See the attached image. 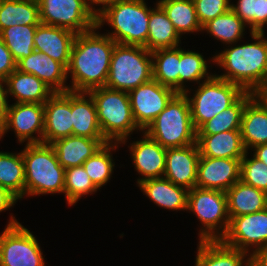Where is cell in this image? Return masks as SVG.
<instances>
[{
  "label": "cell",
  "instance_id": "41",
  "mask_svg": "<svg viewBox=\"0 0 267 266\" xmlns=\"http://www.w3.org/2000/svg\"><path fill=\"white\" fill-rule=\"evenodd\" d=\"M240 180L267 193V165L246 151L241 159Z\"/></svg>",
  "mask_w": 267,
  "mask_h": 266
},
{
  "label": "cell",
  "instance_id": "3",
  "mask_svg": "<svg viewBox=\"0 0 267 266\" xmlns=\"http://www.w3.org/2000/svg\"><path fill=\"white\" fill-rule=\"evenodd\" d=\"M151 8L146 0H111L97 10L96 25L101 30L107 24L104 33L116 43L147 49Z\"/></svg>",
  "mask_w": 267,
  "mask_h": 266
},
{
  "label": "cell",
  "instance_id": "32",
  "mask_svg": "<svg viewBox=\"0 0 267 266\" xmlns=\"http://www.w3.org/2000/svg\"><path fill=\"white\" fill-rule=\"evenodd\" d=\"M166 12L176 31L184 35L202 34V26L197 18L193 0H156Z\"/></svg>",
  "mask_w": 267,
  "mask_h": 266
},
{
  "label": "cell",
  "instance_id": "7",
  "mask_svg": "<svg viewBox=\"0 0 267 266\" xmlns=\"http://www.w3.org/2000/svg\"><path fill=\"white\" fill-rule=\"evenodd\" d=\"M152 79V56L148 49L115 44L105 87L129 92Z\"/></svg>",
  "mask_w": 267,
  "mask_h": 266
},
{
  "label": "cell",
  "instance_id": "34",
  "mask_svg": "<svg viewBox=\"0 0 267 266\" xmlns=\"http://www.w3.org/2000/svg\"><path fill=\"white\" fill-rule=\"evenodd\" d=\"M153 79L179 93L180 46L151 52Z\"/></svg>",
  "mask_w": 267,
  "mask_h": 266
},
{
  "label": "cell",
  "instance_id": "6",
  "mask_svg": "<svg viewBox=\"0 0 267 266\" xmlns=\"http://www.w3.org/2000/svg\"><path fill=\"white\" fill-rule=\"evenodd\" d=\"M144 132L166 149L196 143L197 131L184 93H177Z\"/></svg>",
  "mask_w": 267,
  "mask_h": 266
},
{
  "label": "cell",
  "instance_id": "17",
  "mask_svg": "<svg viewBox=\"0 0 267 266\" xmlns=\"http://www.w3.org/2000/svg\"><path fill=\"white\" fill-rule=\"evenodd\" d=\"M73 135L71 91L55 92L44 103L43 143Z\"/></svg>",
  "mask_w": 267,
  "mask_h": 266
},
{
  "label": "cell",
  "instance_id": "24",
  "mask_svg": "<svg viewBox=\"0 0 267 266\" xmlns=\"http://www.w3.org/2000/svg\"><path fill=\"white\" fill-rule=\"evenodd\" d=\"M240 132L246 151L267 143V104L256 94L244 107Z\"/></svg>",
  "mask_w": 267,
  "mask_h": 266
},
{
  "label": "cell",
  "instance_id": "28",
  "mask_svg": "<svg viewBox=\"0 0 267 266\" xmlns=\"http://www.w3.org/2000/svg\"><path fill=\"white\" fill-rule=\"evenodd\" d=\"M180 45V71H179V93H184L190 87L210 79L214 72V57L207 59L200 51L184 49ZM211 68V69H210ZM210 69V70H209ZM194 84V85H191Z\"/></svg>",
  "mask_w": 267,
  "mask_h": 266
},
{
  "label": "cell",
  "instance_id": "43",
  "mask_svg": "<svg viewBox=\"0 0 267 266\" xmlns=\"http://www.w3.org/2000/svg\"><path fill=\"white\" fill-rule=\"evenodd\" d=\"M15 69L17 62L0 37V79L5 80Z\"/></svg>",
  "mask_w": 267,
  "mask_h": 266
},
{
  "label": "cell",
  "instance_id": "44",
  "mask_svg": "<svg viewBox=\"0 0 267 266\" xmlns=\"http://www.w3.org/2000/svg\"><path fill=\"white\" fill-rule=\"evenodd\" d=\"M19 200L7 189L0 186V213L14 208Z\"/></svg>",
  "mask_w": 267,
  "mask_h": 266
},
{
  "label": "cell",
  "instance_id": "11",
  "mask_svg": "<svg viewBox=\"0 0 267 266\" xmlns=\"http://www.w3.org/2000/svg\"><path fill=\"white\" fill-rule=\"evenodd\" d=\"M40 22L65 28L76 34L96 26L97 10L89 0H37Z\"/></svg>",
  "mask_w": 267,
  "mask_h": 266
},
{
  "label": "cell",
  "instance_id": "37",
  "mask_svg": "<svg viewBox=\"0 0 267 266\" xmlns=\"http://www.w3.org/2000/svg\"><path fill=\"white\" fill-rule=\"evenodd\" d=\"M254 95L255 93L245 91L231 106L205 122L197 130V135H213L224 131L240 130L244 107Z\"/></svg>",
  "mask_w": 267,
  "mask_h": 266
},
{
  "label": "cell",
  "instance_id": "22",
  "mask_svg": "<svg viewBox=\"0 0 267 266\" xmlns=\"http://www.w3.org/2000/svg\"><path fill=\"white\" fill-rule=\"evenodd\" d=\"M194 266H251L245 251L225 245L221 240H198Z\"/></svg>",
  "mask_w": 267,
  "mask_h": 266
},
{
  "label": "cell",
  "instance_id": "27",
  "mask_svg": "<svg viewBox=\"0 0 267 266\" xmlns=\"http://www.w3.org/2000/svg\"><path fill=\"white\" fill-rule=\"evenodd\" d=\"M200 156L242 159L246 153L240 130L224 131L213 135H197Z\"/></svg>",
  "mask_w": 267,
  "mask_h": 266
},
{
  "label": "cell",
  "instance_id": "45",
  "mask_svg": "<svg viewBox=\"0 0 267 266\" xmlns=\"http://www.w3.org/2000/svg\"><path fill=\"white\" fill-rule=\"evenodd\" d=\"M11 99H8V94L5 86L4 80L0 79V123L4 121L7 110L9 107V102Z\"/></svg>",
  "mask_w": 267,
  "mask_h": 266
},
{
  "label": "cell",
  "instance_id": "1",
  "mask_svg": "<svg viewBox=\"0 0 267 266\" xmlns=\"http://www.w3.org/2000/svg\"><path fill=\"white\" fill-rule=\"evenodd\" d=\"M96 25L76 35L67 68L69 90L88 92L105 87L116 42Z\"/></svg>",
  "mask_w": 267,
  "mask_h": 266
},
{
  "label": "cell",
  "instance_id": "25",
  "mask_svg": "<svg viewBox=\"0 0 267 266\" xmlns=\"http://www.w3.org/2000/svg\"><path fill=\"white\" fill-rule=\"evenodd\" d=\"M105 143H107L105 139H90L71 135L58 139L50 145L55 150L60 165L67 169L82 166Z\"/></svg>",
  "mask_w": 267,
  "mask_h": 266
},
{
  "label": "cell",
  "instance_id": "5",
  "mask_svg": "<svg viewBox=\"0 0 267 266\" xmlns=\"http://www.w3.org/2000/svg\"><path fill=\"white\" fill-rule=\"evenodd\" d=\"M88 93L94 100L97 120L107 142L120 143L142 132L133 118L128 92L99 87Z\"/></svg>",
  "mask_w": 267,
  "mask_h": 266
},
{
  "label": "cell",
  "instance_id": "46",
  "mask_svg": "<svg viewBox=\"0 0 267 266\" xmlns=\"http://www.w3.org/2000/svg\"><path fill=\"white\" fill-rule=\"evenodd\" d=\"M251 266H267V246L258 249L251 256Z\"/></svg>",
  "mask_w": 267,
  "mask_h": 266
},
{
  "label": "cell",
  "instance_id": "14",
  "mask_svg": "<svg viewBox=\"0 0 267 266\" xmlns=\"http://www.w3.org/2000/svg\"><path fill=\"white\" fill-rule=\"evenodd\" d=\"M128 94L133 118L137 126L144 131L177 92L152 79L130 90Z\"/></svg>",
  "mask_w": 267,
  "mask_h": 266
},
{
  "label": "cell",
  "instance_id": "40",
  "mask_svg": "<svg viewBox=\"0 0 267 266\" xmlns=\"http://www.w3.org/2000/svg\"><path fill=\"white\" fill-rule=\"evenodd\" d=\"M230 9L248 26L249 33L260 32L267 24V0H231Z\"/></svg>",
  "mask_w": 267,
  "mask_h": 266
},
{
  "label": "cell",
  "instance_id": "35",
  "mask_svg": "<svg viewBox=\"0 0 267 266\" xmlns=\"http://www.w3.org/2000/svg\"><path fill=\"white\" fill-rule=\"evenodd\" d=\"M37 0H1L0 32L13 25H39Z\"/></svg>",
  "mask_w": 267,
  "mask_h": 266
},
{
  "label": "cell",
  "instance_id": "8",
  "mask_svg": "<svg viewBox=\"0 0 267 266\" xmlns=\"http://www.w3.org/2000/svg\"><path fill=\"white\" fill-rule=\"evenodd\" d=\"M195 87H192L195 90H186L184 95L189 101L191 119L196 131L205 122L231 106L245 92L239 85L216 75Z\"/></svg>",
  "mask_w": 267,
  "mask_h": 266
},
{
  "label": "cell",
  "instance_id": "26",
  "mask_svg": "<svg viewBox=\"0 0 267 266\" xmlns=\"http://www.w3.org/2000/svg\"><path fill=\"white\" fill-rule=\"evenodd\" d=\"M73 135L90 139H104L92 96L88 92L71 91Z\"/></svg>",
  "mask_w": 267,
  "mask_h": 266
},
{
  "label": "cell",
  "instance_id": "18",
  "mask_svg": "<svg viewBox=\"0 0 267 266\" xmlns=\"http://www.w3.org/2000/svg\"><path fill=\"white\" fill-rule=\"evenodd\" d=\"M200 152L197 143L167 148L164 176L175 185L191 190L196 187Z\"/></svg>",
  "mask_w": 267,
  "mask_h": 266
},
{
  "label": "cell",
  "instance_id": "4",
  "mask_svg": "<svg viewBox=\"0 0 267 266\" xmlns=\"http://www.w3.org/2000/svg\"><path fill=\"white\" fill-rule=\"evenodd\" d=\"M25 197L64 194L65 168L50 144H24Z\"/></svg>",
  "mask_w": 267,
  "mask_h": 266
},
{
  "label": "cell",
  "instance_id": "36",
  "mask_svg": "<svg viewBox=\"0 0 267 266\" xmlns=\"http://www.w3.org/2000/svg\"><path fill=\"white\" fill-rule=\"evenodd\" d=\"M119 148H122L119 143L107 142L83 163L88 176L99 190L113 177L116 165L113 154Z\"/></svg>",
  "mask_w": 267,
  "mask_h": 266
},
{
  "label": "cell",
  "instance_id": "23",
  "mask_svg": "<svg viewBox=\"0 0 267 266\" xmlns=\"http://www.w3.org/2000/svg\"><path fill=\"white\" fill-rule=\"evenodd\" d=\"M8 99L14 103L44 104L55 92L33 74L15 69L5 80Z\"/></svg>",
  "mask_w": 267,
  "mask_h": 266
},
{
  "label": "cell",
  "instance_id": "47",
  "mask_svg": "<svg viewBox=\"0 0 267 266\" xmlns=\"http://www.w3.org/2000/svg\"><path fill=\"white\" fill-rule=\"evenodd\" d=\"M251 154L267 165V143L260 144L249 150ZM253 152V153H252Z\"/></svg>",
  "mask_w": 267,
  "mask_h": 266
},
{
  "label": "cell",
  "instance_id": "15",
  "mask_svg": "<svg viewBox=\"0 0 267 266\" xmlns=\"http://www.w3.org/2000/svg\"><path fill=\"white\" fill-rule=\"evenodd\" d=\"M140 134L142 137L135 141L130 140L129 143V139H124L119 143L121 147L126 145L129 148L134 171L139 175L135 185L147 179L163 177L166 163L167 149L150 138L144 131Z\"/></svg>",
  "mask_w": 267,
  "mask_h": 266
},
{
  "label": "cell",
  "instance_id": "16",
  "mask_svg": "<svg viewBox=\"0 0 267 266\" xmlns=\"http://www.w3.org/2000/svg\"><path fill=\"white\" fill-rule=\"evenodd\" d=\"M241 159L200 156L196 187L226 192L240 181Z\"/></svg>",
  "mask_w": 267,
  "mask_h": 266
},
{
  "label": "cell",
  "instance_id": "50",
  "mask_svg": "<svg viewBox=\"0 0 267 266\" xmlns=\"http://www.w3.org/2000/svg\"><path fill=\"white\" fill-rule=\"evenodd\" d=\"M265 28H267V24L263 27V29L260 31V33L264 36V38L267 40V37L265 36L267 33L265 32Z\"/></svg>",
  "mask_w": 267,
  "mask_h": 266
},
{
  "label": "cell",
  "instance_id": "33",
  "mask_svg": "<svg viewBox=\"0 0 267 266\" xmlns=\"http://www.w3.org/2000/svg\"><path fill=\"white\" fill-rule=\"evenodd\" d=\"M0 186L18 200L25 198V172L22 151H0Z\"/></svg>",
  "mask_w": 267,
  "mask_h": 266
},
{
  "label": "cell",
  "instance_id": "20",
  "mask_svg": "<svg viewBox=\"0 0 267 266\" xmlns=\"http://www.w3.org/2000/svg\"><path fill=\"white\" fill-rule=\"evenodd\" d=\"M20 72L33 74L54 92L69 91L67 69L42 52L34 50L17 63Z\"/></svg>",
  "mask_w": 267,
  "mask_h": 266
},
{
  "label": "cell",
  "instance_id": "51",
  "mask_svg": "<svg viewBox=\"0 0 267 266\" xmlns=\"http://www.w3.org/2000/svg\"><path fill=\"white\" fill-rule=\"evenodd\" d=\"M0 141H1V123H0Z\"/></svg>",
  "mask_w": 267,
  "mask_h": 266
},
{
  "label": "cell",
  "instance_id": "38",
  "mask_svg": "<svg viewBox=\"0 0 267 266\" xmlns=\"http://www.w3.org/2000/svg\"><path fill=\"white\" fill-rule=\"evenodd\" d=\"M38 25H13L3 29L0 37L18 63L34 49L33 37Z\"/></svg>",
  "mask_w": 267,
  "mask_h": 266
},
{
  "label": "cell",
  "instance_id": "39",
  "mask_svg": "<svg viewBox=\"0 0 267 266\" xmlns=\"http://www.w3.org/2000/svg\"><path fill=\"white\" fill-rule=\"evenodd\" d=\"M100 191L91 181L82 166L65 169L64 197L68 206H74L80 199L94 195Z\"/></svg>",
  "mask_w": 267,
  "mask_h": 266
},
{
  "label": "cell",
  "instance_id": "2",
  "mask_svg": "<svg viewBox=\"0 0 267 266\" xmlns=\"http://www.w3.org/2000/svg\"><path fill=\"white\" fill-rule=\"evenodd\" d=\"M249 37L251 40L214 52V65L222 71L220 74L214 71V75L256 93L267 78V40L260 32H251Z\"/></svg>",
  "mask_w": 267,
  "mask_h": 266
},
{
  "label": "cell",
  "instance_id": "19",
  "mask_svg": "<svg viewBox=\"0 0 267 266\" xmlns=\"http://www.w3.org/2000/svg\"><path fill=\"white\" fill-rule=\"evenodd\" d=\"M76 35L71 30L40 23L33 37L34 49L61 63L67 69Z\"/></svg>",
  "mask_w": 267,
  "mask_h": 266
},
{
  "label": "cell",
  "instance_id": "21",
  "mask_svg": "<svg viewBox=\"0 0 267 266\" xmlns=\"http://www.w3.org/2000/svg\"><path fill=\"white\" fill-rule=\"evenodd\" d=\"M139 190L160 209L187 211L188 193L184 187L175 185L165 177L152 178L137 185Z\"/></svg>",
  "mask_w": 267,
  "mask_h": 266
},
{
  "label": "cell",
  "instance_id": "49",
  "mask_svg": "<svg viewBox=\"0 0 267 266\" xmlns=\"http://www.w3.org/2000/svg\"><path fill=\"white\" fill-rule=\"evenodd\" d=\"M111 0H89L90 4L98 10L104 3L109 2Z\"/></svg>",
  "mask_w": 267,
  "mask_h": 266
},
{
  "label": "cell",
  "instance_id": "13",
  "mask_svg": "<svg viewBox=\"0 0 267 266\" xmlns=\"http://www.w3.org/2000/svg\"><path fill=\"white\" fill-rule=\"evenodd\" d=\"M230 223L221 241L232 248L252 256L258 249L267 246V208L264 210L229 217Z\"/></svg>",
  "mask_w": 267,
  "mask_h": 266
},
{
  "label": "cell",
  "instance_id": "42",
  "mask_svg": "<svg viewBox=\"0 0 267 266\" xmlns=\"http://www.w3.org/2000/svg\"><path fill=\"white\" fill-rule=\"evenodd\" d=\"M201 26L230 9L231 0H193Z\"/></svg>",
  "mask_w": 267,
  "mask_h": 266
},
{
  "label": "cell",
  "instance_id": "10",
  "mask_svg": "<svg viewBox=\"0 0 267 266\" xmlns=\"http://www.w3.org/2000/svg\"><path fill=\"white\" fill-rule=\"evenodd\" d=\"M0 234V266H46L41 244L14 214Z\"/></svg>",
  "mask_w": 267,
  "mask_h": 266
},
{
  "label": "cell",
  "instance_id": "48",
  "mask_svg": "<svg viewBox=\"0 0 267 266\" xmlns=\"http://www.w3.org/2000/svg\"><path fill=\"white\" fill-rule=\"evenodd\" d=\"M255 94L267 104V78L262 87Z\"/></svg>",
  "mask_w": 267,
  "mask_h": 266
},
{
  "label": "cell",
  "instance_id": "12",
  "mask_svg": "<svg viewBox=\"0 0 267 266\" xmlns=\"http://www.w3.org/2000/svg\"><path fill=\"white\" fill-rule=\"evenodd\" d=\"M10 131L14 132L17 143L21 145L43 143L44 104L9 103L1 124V141Z\"/></svg>",
  "mask_w": 267,
  "mask_h": 266
},
{
  "label": "cell",
  "instance_id": "30",
  "mask_svg": "<svg viewBox=\"0 0 267 266\" xmlns=\"http://www.w3.org/2000/svg\"><path fill=\"white\" fill-rule=\"evenodd\" d=\"M150 10L147 36V49L152 52L158 49L175 48L181 45L182 37L176 31L166 12L157 3Z\"/></svg>",
  "mask_w": 267,
  "mask_h": 266
},
{
  "label": "cell",
  "instance_id": "9",
  "mask_svg": "<svg viewBox=\"0 0 267 266\" xmlns=\"http://www.w3.org/2000/svg\"><path fill=\"white\" fill-rule=\"evenodd\" d=\"M200 222L198 240H221L226 234L230 218L226 193L221 190L194 187L189 190L187 213Z\"/></svg>",
  "mask_w": 267,
  "mask_h": 266
},
{
  "label": "cell",
  "instance_id": "29",
  "mask_svg": "<svg viewBox=\"0 0 267 266\" xmlns=\"http://www.w3.org/2000/svg\"><path fill=\"white\" fill-rule=\"evenodd\" d=\"M225 193L229 217L252 214L267 208V193L241 180Z\"/></svg>",
  "mask_w": 267,
  "mask_h": 266
},
{
  "label": "cell",
  "instance_id": "31",
  "mask_svg": "<svg viewBox=\"0 0 267 266\" xmlns=\"http://www.w3.org/2000/svg\"><path fill=\"white\" fill-rule=\"evenodd\" d=\"M248 26L229 9L215 19L209 20L202 26V33H206L212 39L215 38L223 46L243 41L246 38ZM246 33V34H245Z\"/></svg>",
  "mask_w": 267,
  "mask_h": 266
}]
</instances>
